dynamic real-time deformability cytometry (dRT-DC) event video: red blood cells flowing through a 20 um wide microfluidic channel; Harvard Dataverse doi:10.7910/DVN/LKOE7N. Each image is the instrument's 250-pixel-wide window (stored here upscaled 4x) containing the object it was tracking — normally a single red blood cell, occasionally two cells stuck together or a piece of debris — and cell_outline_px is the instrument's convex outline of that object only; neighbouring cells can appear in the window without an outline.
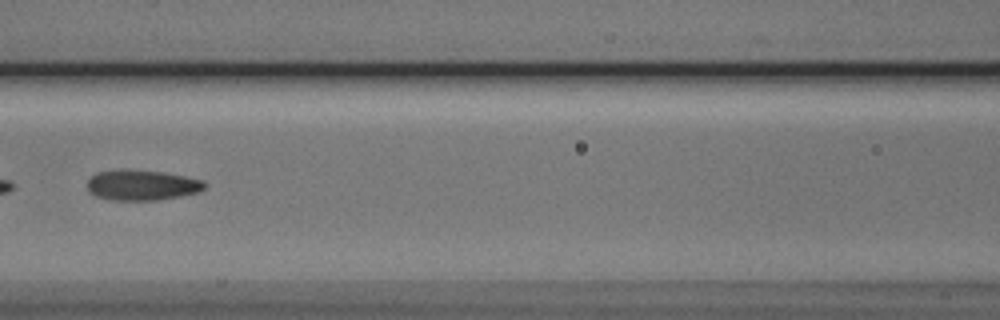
{"species": "Egyptian fruit bat (a non-hibernating species)", "species_latin": "Rousettus aegyptiacus", "temperature_condition": "cold", "stored_images_in_passage": 7, "camera_frame_rate_fps": 3000, "um_per_image_px": 0.085, "animal": {"sex": "male"}, "frame": {"image": 1, "passage_image": 7, "time_ms": 7.0, "image_size_px": [1000, 320], "cell_outline_px": [[204, 188], [200, 192], [180, 196], [156, 200], [112, 200], [96, 196], [88, 192], [88, 180], [96, 172], [120, 168], [128, 168], [160, 172], [184, 176], [204, 180]], "centroid_in_image_um": [12.02, 15.72], "position_along_channel_um": 154.6, "area_um2": 20.98}}